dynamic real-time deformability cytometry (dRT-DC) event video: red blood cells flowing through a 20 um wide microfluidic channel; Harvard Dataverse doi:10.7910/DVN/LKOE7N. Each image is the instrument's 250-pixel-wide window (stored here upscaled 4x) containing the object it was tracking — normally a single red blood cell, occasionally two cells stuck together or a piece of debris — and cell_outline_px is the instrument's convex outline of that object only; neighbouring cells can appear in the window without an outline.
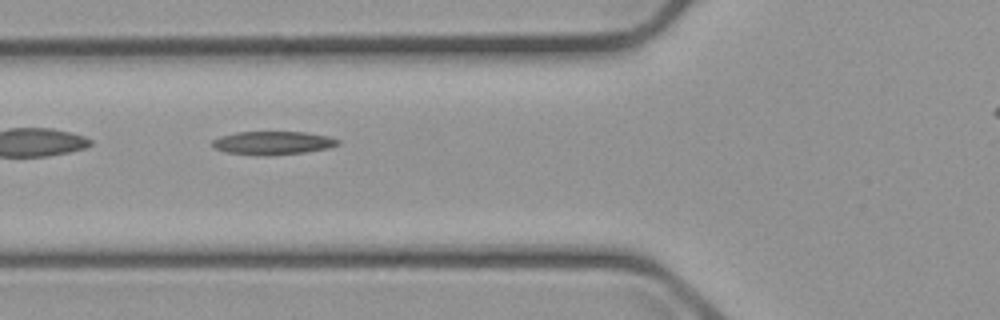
{"species": "common noctule bat (a hibernating species)", "species_latin": "Nyctalus noctula", "temperature_condition": "cold", "stored_images_in_passage": 9, "camera_frame_rate_fps": 3000, "um_per_image_px": 0.085, "animal": {"sex": "male", "body_mass_g": 23.1, "forearm_length_mm": 52.7}, "frame": {"image": 1, "passage_image": 6, "time_ms": 5.667, "image_size_px": [1000, 320], "cell_outline_px": [[340, 144], [328, 148], [304, 152], [268, 156], [264, 156], [228, 152], [216, 148], [212, 144], [212, 140], [220, 136], [236, 132], [304, 132], [328, 136], [340, 140]], "centroid_in_image_um": [23.21, 12.14], "position_along_channel_um": 102.6, "area_um2": 16.99}}
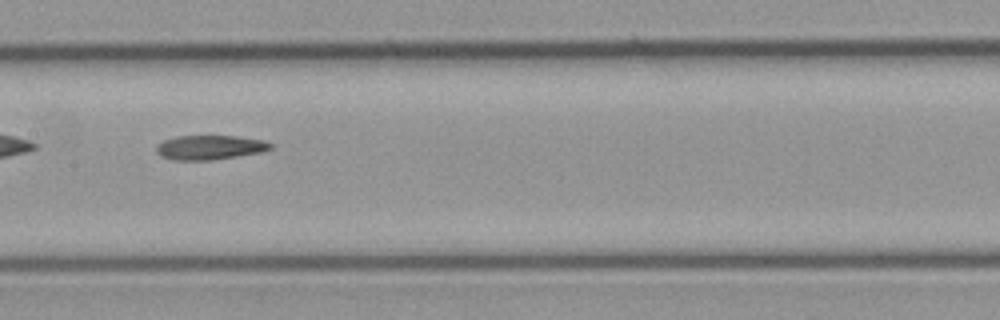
{"frame": {"image": 2, "passage_image": 8, "time_ms": 8.0, "image_size_px": [1000, 320], "cell_outline_px": [[272, 148], [260, 152], [212, 160], [172, 160], [156, 152], [156, 148], [164, 140], [176, 136], [236, 136], [264, 140], [272, 144]], "centroid_in_image_um": [17.85, 12.52], "position_along_channel_um": 189.6, "area_um2": 16.01}}
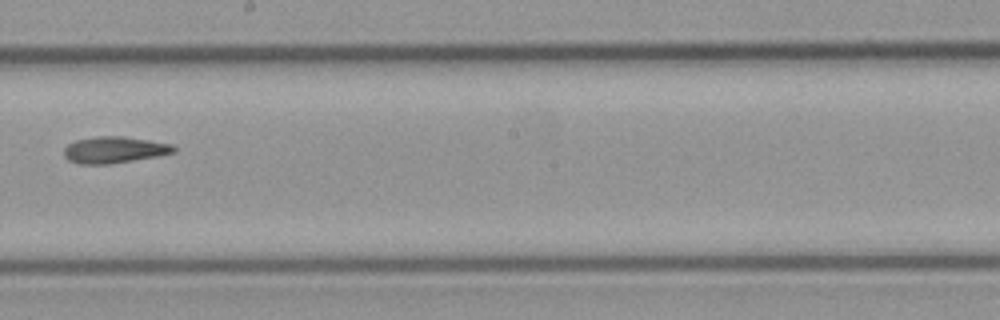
{"frame": {"image": 3, "passage_image": 9, "time_ms": 9.333, "image_size_px": [1000, 320], "cell_outline_px": [[176, 152], [156, 156], [108, 164], [80, 164], [68, 160], [64, 156], [64, 148], [68, 144], [76, 140], [100, 136], [124, 136], [172, 144], [176, 148]], "centroid_in_image_um": [9.7, 12.73], "position_along_channel_um": 238.5, "area_um2": 16.82}}